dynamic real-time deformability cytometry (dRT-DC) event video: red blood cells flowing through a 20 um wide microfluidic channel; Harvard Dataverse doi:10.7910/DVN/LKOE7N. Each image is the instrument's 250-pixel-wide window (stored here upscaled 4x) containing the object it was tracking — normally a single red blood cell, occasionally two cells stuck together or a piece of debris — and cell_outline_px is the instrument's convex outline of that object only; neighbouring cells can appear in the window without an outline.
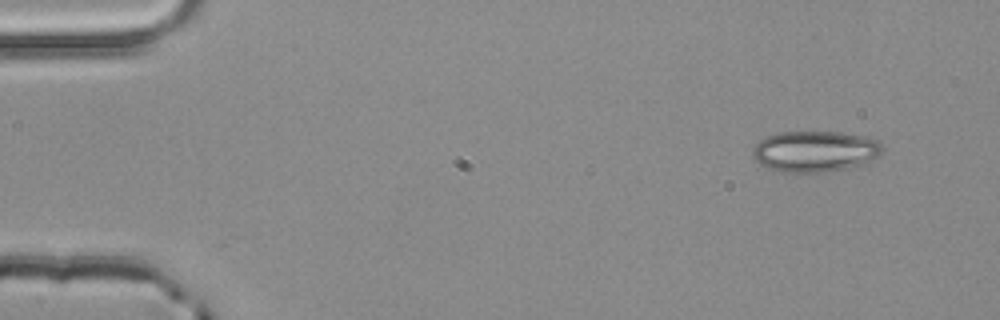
{"species": "common noctule bat (a hibernating species)", "species_latin": "Nyctalus noctula", "temperature_condition": "room temperature", "stored_images_in_passage": 3, "camera_frame_rate_fps": 3000, "um_per_image_px": 0.085, "animal": {"sex": "male", "body_mass_g": 20.4}, "frame": {"image": 1, "passage_image": 1, "time_ms": 0.0, "image_size_px": [1000, 320], "cell_outline_px": [[884, 152], [864, 164], [828, 172], [780, 172], [768, 168], [760, 164], [752, 156], [752, 148], [760, 140], [768, 136], [780, 132], [840, 132], [864, 136], [880, 140], [884, 148]], "centroid_in_image_um": [69.3, 12.86], "position_along_channel_um": 15.7, "area_um2": 31.27}}